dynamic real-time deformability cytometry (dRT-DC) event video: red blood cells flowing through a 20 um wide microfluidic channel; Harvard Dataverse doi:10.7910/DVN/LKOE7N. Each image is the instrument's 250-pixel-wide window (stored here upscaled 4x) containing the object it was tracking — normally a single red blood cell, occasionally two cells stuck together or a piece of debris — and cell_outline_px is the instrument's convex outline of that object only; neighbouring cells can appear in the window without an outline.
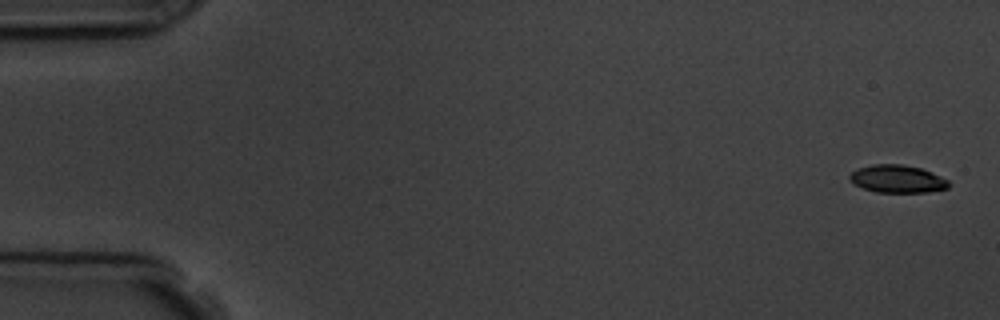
{"species": "common noctule bat (a hibernating species)", "species_latin": "Nyctalus noctula", "temperature_condition": "room temperature", "stored_images_in_passage": 5, "camera_frame_rate_fps": 3000, "um_per_image_px": 0.085, "animal": {"sex": "male", "body_mass_g": 19.5, "forearm_length_mm": 54.6}, "frame": {"image": 1, "passage_image": 1, "time_ms": 0.0, "image_size_px": [1000, 320], "cell_outline_px": [[952, 184], [948, 188], [928, 192], [876, 192], [864, 188], [856, 184], [848, 176], [856, 168], [872, 164], [904, 164], [920, 168], [932, 172], [948, 180]], "centroid_in_image_um": [76.31, 15.2], "position_along_channel_um": 8.7, "area_um2": 16.01}}
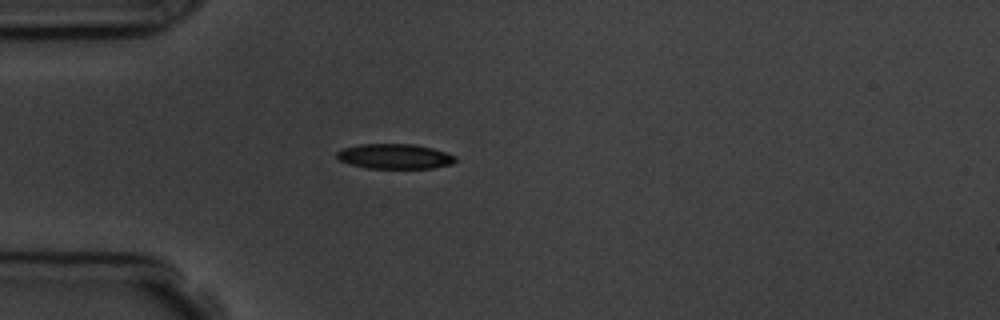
{"frame": {"image": 2, "passage_image": 5, "time_ms": 4.667, "image_size_px": [1000, 320], "cell_outline_px": [[456, 160], [452, 164], [432, 168], [368, 168], [352, 164], [340, 160], [336, 156], [336, 152], [344, 148], [360, 144], [416, 144], [432, 148], [456, 156]], "centroid_in_image_um": [33.57, 13.28], "position_along_channel_um": 51.4, "area_um2": 17.11}}